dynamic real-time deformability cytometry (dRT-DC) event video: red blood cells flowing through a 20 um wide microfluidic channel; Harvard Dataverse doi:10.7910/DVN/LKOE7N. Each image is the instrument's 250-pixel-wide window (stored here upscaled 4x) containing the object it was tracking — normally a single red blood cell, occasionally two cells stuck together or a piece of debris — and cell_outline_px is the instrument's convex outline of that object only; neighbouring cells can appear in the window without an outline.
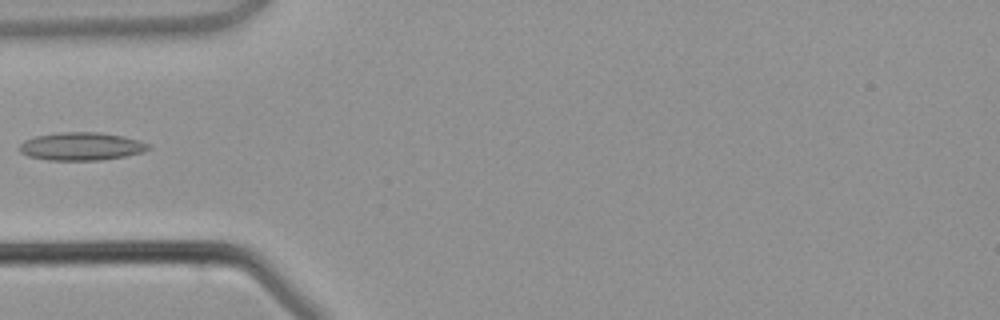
{"species": "common noctule bat (a hibernating species)", "species_latin": "Nyctalus noctula", "temperature_condition": "warm", "stored_images_in_passage": 4, "camera_frame_rate_fps": 3000, "um_per_image_px": 0.085, "animal": {"sex": "male", "body_mass_g": 21.5, "forearm_length_mm": 52.0}, "frame": {"image": 1, "passage_image": 4, "time_ms": 3.667, "image_size_px": [1000, 320], "cell_outline_px": [[148, 148], [144, 152], [124, 156], [100, 160], [48, 160], [28, 156], [20, 152], [20, 144], [24, 140], [36, 136], [64, 132], [100, 132], [120, 136], [136, 140], [148, 144]], "centroid_in_image_um": [6.87, 12.44], "position_along_channel_um": 78.1, "area_um2": 20.69}}